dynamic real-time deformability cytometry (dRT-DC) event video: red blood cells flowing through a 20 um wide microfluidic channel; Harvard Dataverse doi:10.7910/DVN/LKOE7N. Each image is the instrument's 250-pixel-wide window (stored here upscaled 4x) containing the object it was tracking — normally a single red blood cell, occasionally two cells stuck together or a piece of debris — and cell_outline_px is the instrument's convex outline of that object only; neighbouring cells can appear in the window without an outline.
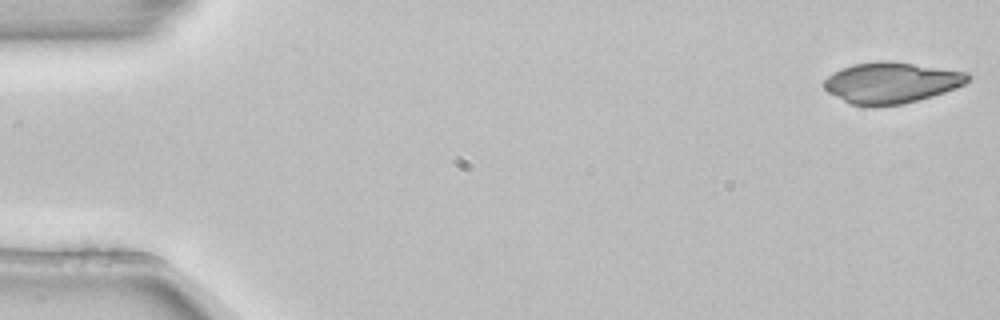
{"species": "common noctule bat (a hibernating species)", "species_latin": "Nyctalus noctula", "temperature_condition": "room temperature", "stored_images_in_passage": 5, "segment_of_instrument_passage": [2, 2], "camera_frame_rate_fps": 3000, "um_per_image_px": 0.085, "animal": {"sex": "female", "body_mass_g": 22.7, "forearm_length_mm": 54.2}, "frame": {"image": 1, "passage_image": 5, "time_ms": 1.333, "image_size_px": [1000, 320], "cell_outline_px": [[972, 76], [964, 84], [956, 88], [932, 96], [904, 104], [872, 108], [868, 108], [848, 104], [828, 92], [824, 88], [824, 80], [832, 72], [840, 68], [852, 64], [876, 60], [888, 60], [968, 72]], "centroid_in_image_um": [75.71, 7.05], "position_along_channel_um": 9.3, "area_um2": 35.08}}